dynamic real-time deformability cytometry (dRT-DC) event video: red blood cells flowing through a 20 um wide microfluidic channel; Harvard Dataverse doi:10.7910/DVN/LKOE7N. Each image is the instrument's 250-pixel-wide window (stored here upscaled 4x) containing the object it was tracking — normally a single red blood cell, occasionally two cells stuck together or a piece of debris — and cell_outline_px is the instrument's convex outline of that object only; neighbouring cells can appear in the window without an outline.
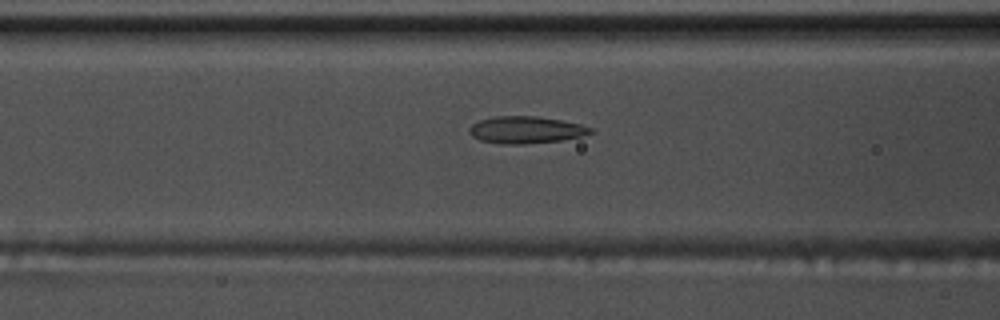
{"species": "common noctule bat (a hibernating species)", "species_latin": "Nyctalus noctula", "temperature_condition": "warm", "stored_images_in_passage": 45, "camera_frame_rate_fps": 3000, "um_per_image_px": 0.085, "animal": {"sex": "male", "body_mass_g": 17.5, "forearm_length_mm": 52.3}, "frame": {"image": 1, "passage_image": 12, "time_ms": 3.667, "image_size_px": [1000, 320], "cell_outline_px": [[592, 132], [580, 136], [560, 140], [524, 144], [500, 144], [480, 140], [472, 136], [468, 132], [468, 128], [472, 124], [480, 120], [492, 116], [536, 116], [560, 120], [580, 124], [592, 128]], "centroid_in_image_um": [44.63, 11.03], "position_along_channel_um": 122.0, "area_um2": 19.02}}
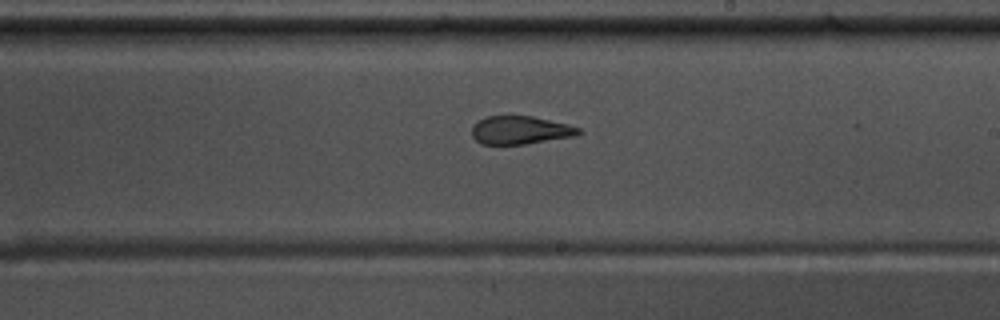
{"frame": {"image": 2, "passage_image": 22, "time_ms": 7.0, "image_size_px": [1000, 320], "cell_outline_px": [[584, 132], [576, 136], [524, 144], [480, 144], [472, 136], [472, 124], [476, 120], [488, 116], [532, 116], [568, 124], [580, 128]], "centroid_in_image_um": [44.22, 11.06], "position_along_channel_um": 244.8, "area_um2": 17.69}}
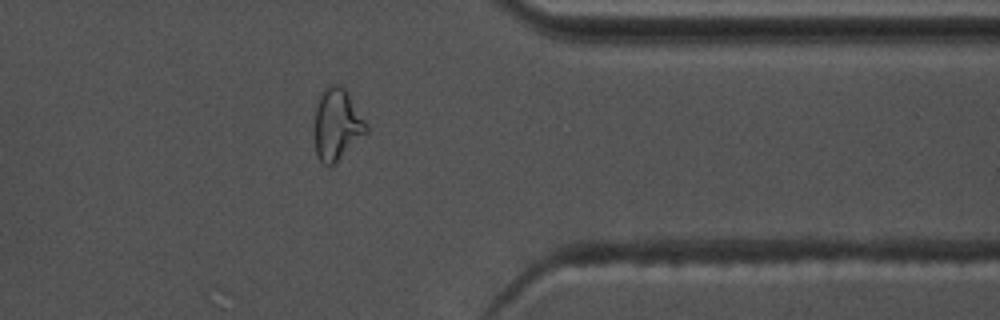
{"frame": {"image": 3, "passage_image": 34, "time_ms": 11.0, "image_size_px": [1000, 320], "cell_outline_px": [[368, 132], [332, 164], [324, 164], [316, 156], [316, 108], [320, 96], [324, 88], [328, 84], [344, 84], [368, 124]], "centroid_in_image_um": [28.68, 10.49], "position_along_channel_um": 382.7, "area_um2": 21.39}, "authors_computed_cell_mechanics": {"area_um2": 19.5364, "velocity_mm_per_s": 3.7069, "shape_relaxation_time_tau1_ms": null, "shape_relaxation_time_tau2_ms": 1.6296, "deformation_change_tau1": null, "deformation_change_tau2": 0.1085}}